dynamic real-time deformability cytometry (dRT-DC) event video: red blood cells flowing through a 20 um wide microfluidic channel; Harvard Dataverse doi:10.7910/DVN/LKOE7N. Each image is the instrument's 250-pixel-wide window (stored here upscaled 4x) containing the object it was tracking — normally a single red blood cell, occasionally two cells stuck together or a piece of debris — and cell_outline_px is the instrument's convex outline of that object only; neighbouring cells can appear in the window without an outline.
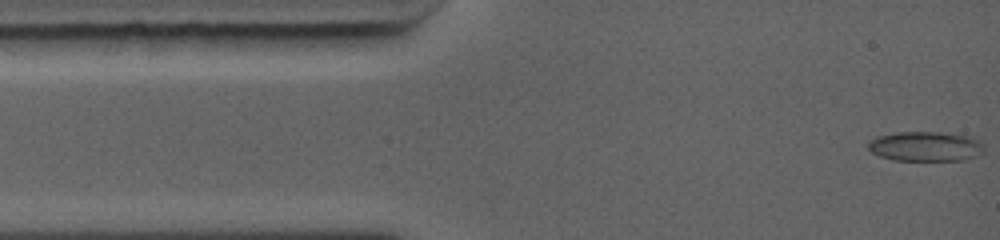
{"species": "common noctule bat (a hibernating species)", "species_latin": "Nyctalus noctula", "temperature_condition": "warm", "stored_images_in_passage": 43, "camera_frame_rate_fps": 5000, "um_per_image_px": 0.085, "animal": {"sex": "female", "body_mass_g": 19.0, "forearm_length_mm": 56.7}, "frame": {"image": 1, "passage_image": 1, "time_ms": 0.0, "image_size_px": [1000, 240], "cell_outline_px": [[984, 152], [964, 160], [892, 160], [880, 156], [872, 152], [868, 148], [868, 140], [876, 136], [896, 132], [940, 132], [968, 136], [984, 144]], "centroid_in_image_um": [78.63, 12.44], "position_along_channel_um": 6.4, "area_um2": 20.11}}
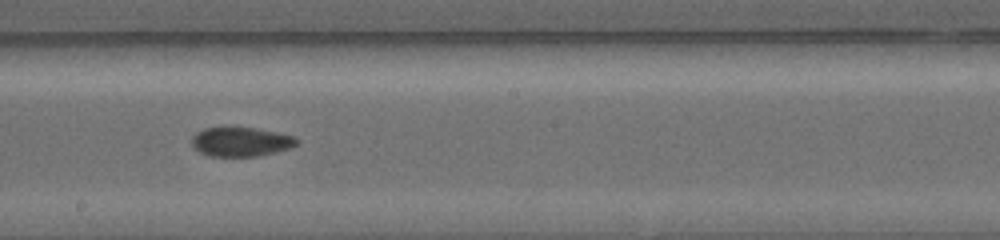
{"frame": {"image": 2, "passage_image": 19, "time_ms": 6.6, "image_size_px": [1000, 240], "cell_outline_px": [[300, 140], [292, 148], [276, 152], [256, 156], [208, 156], [200, 152], [192, 144], [192, 136], [196, 132], [204, 128], [224, 124], [256, 128], [296, 136]], "centroid_in_image_um": [20.47, 12.0], "position_along_channel_um": 227.7, "area_um2": 18.61}}
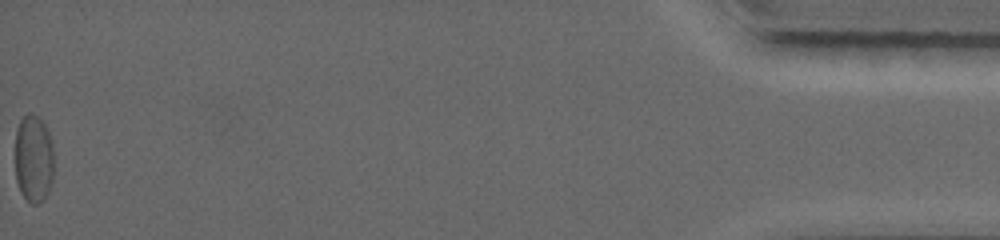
{"frame": {"image": 3, "passage_image": 43, "time_ms": 14.6, "image_size_px": [1000, 240], "cell_outline_px": [[52, 180], [48, 192], [44, 200], [40, 204], [32, 204], [24, 196], [16, 180], [16, 128], [20, 120], [28, 112], [32, 112], [44, 124], [48, 132], [52, 144]], "centroid_in_image_um": [2.85, 13.48], "position_along_channel_um": 432.3, "area_um2": 19.65}, "authors_computed_cell_mechanics": {"area_um2": 19.0162, "velocity_mm_per_s": 4.4261, "shape_relaxation_time_tau1_ms": null, "shape_relaxation_time_tau2_ms": 2.7324, "deformation_change_tau1": null, "deformation_change_tau2": 0.0599}}